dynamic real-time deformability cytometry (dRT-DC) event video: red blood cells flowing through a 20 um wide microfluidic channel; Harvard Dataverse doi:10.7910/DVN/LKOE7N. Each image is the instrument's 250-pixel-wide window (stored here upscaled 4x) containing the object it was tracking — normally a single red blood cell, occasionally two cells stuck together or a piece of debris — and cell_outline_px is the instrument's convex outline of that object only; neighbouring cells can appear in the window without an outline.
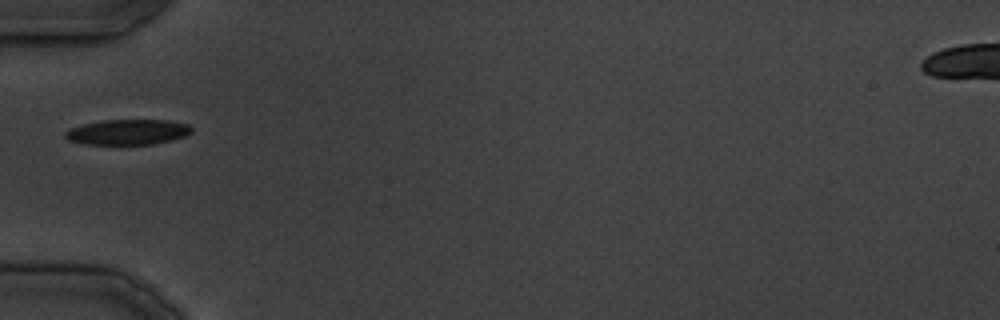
{"species": "common noctule bat (a hibernating species)", "species_latin": "Nyctalus noctula", "temperature_condition": "cold", "stored_images_in_passage": 25, "camera_frame_rate_fps": 3000, "um_per_image_px": 0.085, "animal": {"sex": "male", "body_mass_g": 19.5, "forearm_length_mm": 54.6}, "frame": {"image": 1, "passage_image": 1, "time_ms": 0.0, "image_size_px": [1000, 320], "cell_outline_px": [[192, 132], [184, 136], [172, 140], [152, 144], [84, 144], [68, 140], [64, 136], [64, 132], [68, 128], [84, 124], [104, 120], [168, 120], [188, 124], [192, 128]], "centroid_in_image_um": [10.84, 11.22], "position_along_channel_um": 74.2, "area_um2": 18.67}}
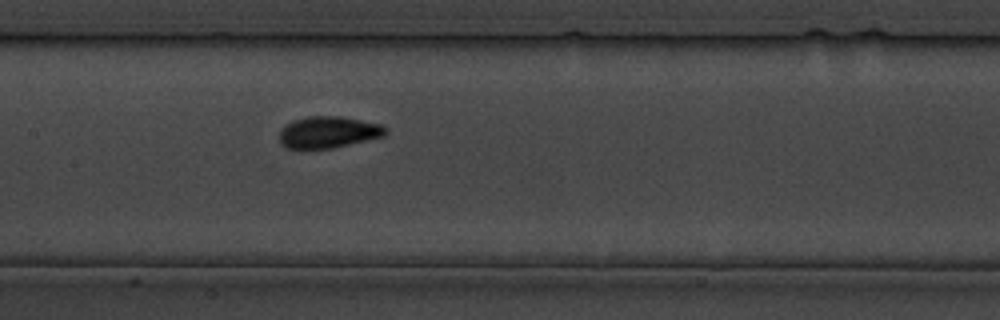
{"frame": {"image": 2, "passage_image": 7, "time_ms": 7.0, "image_size_px": [1000, 320], "cell_outline_px": [[388, 132], [384, 136], [332, 148], [284, 148], [280, 144], [280, 128], [296, 120], [308, 116], [340, 116], [380, 124], [388, 128]], "centroid_in_image_um": [27.91, 11.24], "position_along_channel_um": 179.5, "area_um2": 19.42}}
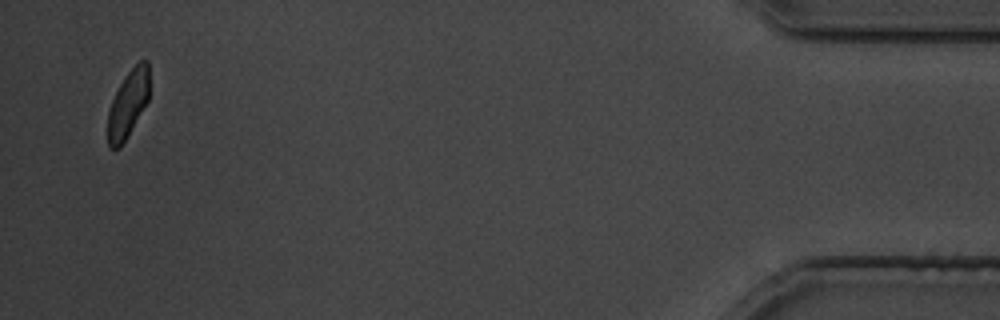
{"frame": {"image": 3, "passage_image": 24, "time_ms": 28.333, "image_size_px": [1000, 320], "cell_outline_px": [[148, 100], [128, 136], [120, 148], [108, 148], [108, 112], [112, 100], [124, 76], [140, 60], [148, 60]], "centroid_in_image_um": [10.87, 8.85], "position_along_channel_um": 424.3, "area_um2": 16.07}}